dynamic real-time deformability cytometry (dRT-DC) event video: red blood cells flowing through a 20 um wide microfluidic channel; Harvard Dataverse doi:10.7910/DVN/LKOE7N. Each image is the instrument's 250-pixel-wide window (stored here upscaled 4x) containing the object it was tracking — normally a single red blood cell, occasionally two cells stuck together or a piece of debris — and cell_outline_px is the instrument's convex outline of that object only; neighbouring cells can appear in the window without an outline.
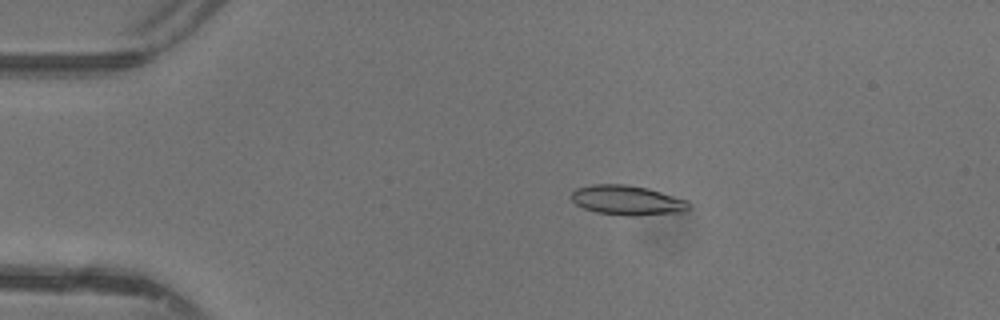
{"species": "common noctule bat (a hibernating species)", "species_latin": "Nyctalus noctula", "temperature_condition": "warm", "stored_images_in_passage": 46, "camera_frame_rate_fps": 3000, "um_per_image_px": 0.085, "animal": {"sex": "female"}, "frame": {"image": 1, "passage_image": 9, "time_ms": 2.667, "image_size_px": [1000, 320], "cell_outline_px": [[692, 208], [684, 212], [632, 216], [624, 216], [596, 212], [584, 208], [576, 204], [572, 200], [572, 192], [576, 188], [592, 184], [624, 184], [648, 188], [684, 200]], "centroid_in_image_um": [53.29, 17.03], "position_along_channel_um": 31.7, "area_um2": 20.23}}
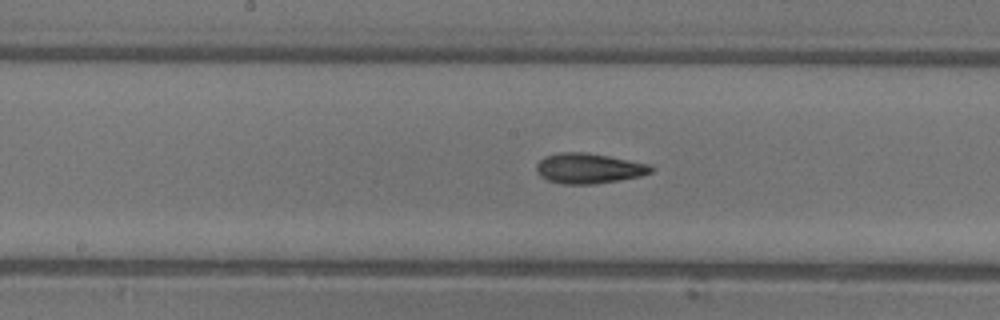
{"frame": {"image": 2, "passage_image": 24, "time_ms": 7.667, "image_size_px": [1000, 320], "cell_outline_px": [[652, 172], [640, 176], [620, 180], [592, 184], [560, 184], [548, 180], [540, 176], [536, 172], [536, 164], [544, 156], [560, 152], [584, 152], [608, 156], [652, 164]], "centroid_in_image_um": [50.03, 14.31], "position_along_channel_um": 198.2, "area_um2": 20.29}}
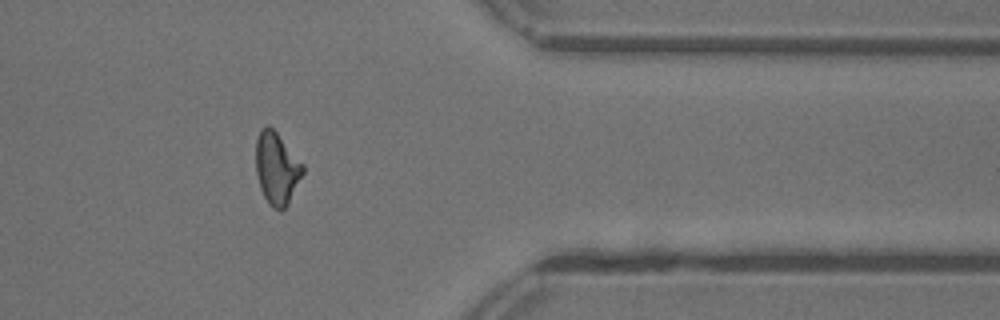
{"frame": {"image": 3, "passage_image": 38, "time_ms": 12.333, "image_size_px": [1000, 320], "cell_outline_px": [[304, 172], [288, 204], [280, 212], [272, 208], [268, 204], [260, 188], [256, 172], [256, 140], [260, 128], [268, 124], [276, 132], [304, 164]], "centroid_in_image_um": [23.52, 14.32], "position_along_channel_um": 387.9, "area_um2": 19.88}, "authors_computed_cell_mechanics": {"area_um2": 19.6231, "velocity_mm_per_s": 4.4256, "shape_relaxation_time_tau1_ms": 6.433, "shape_relaxation_time_tau2_ms": 2.2743, "deformation_change_tau1": 0.2167, "deformation_change_tau2": 0.1074}}